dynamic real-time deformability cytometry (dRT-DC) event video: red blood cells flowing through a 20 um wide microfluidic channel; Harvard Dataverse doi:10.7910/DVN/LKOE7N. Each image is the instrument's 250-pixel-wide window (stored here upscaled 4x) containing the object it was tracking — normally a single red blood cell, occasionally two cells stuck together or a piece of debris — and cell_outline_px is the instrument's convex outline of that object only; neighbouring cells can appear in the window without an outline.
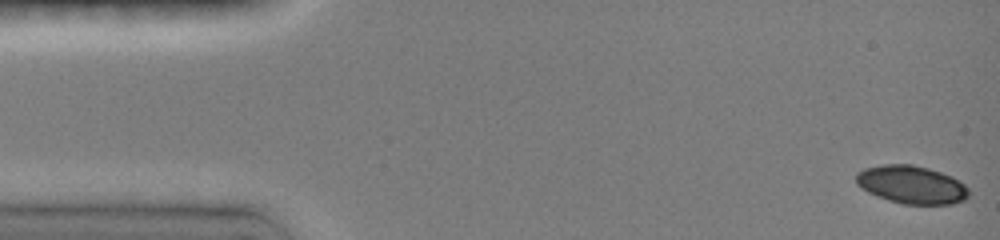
{"species": "common noctule bat (a hibernating species)", "species_latin": "Nyctalus noctula", "temperature_condition": "room temperature", "stored_images_in_passage": 15, "camera_frame_rate_fps": 3000, "um_per_image_px": 0.085, "animal": {"sex": "female", "body_mass_g": 19.0, "forearm_length_mm": 51.5}, "frame": {"image": 1, "passage_image": 1, "time_ms": 0.0, "image_size_px": [1000, 240], "cell_outline_px": [[968, 196], [964, 200], [952, 204], [904, 204], [888, 200], [876, 196], [860, 188], [856, 184], [856, 172], [864, 168], [880, 164], [912, 164], [928, 168], [952, 176], [964, 184], [968, 188]], "centroid_in_image_um": [77.45, 15.69], "position_along_channel_um": 7.6, "area_um2": 25.14}}
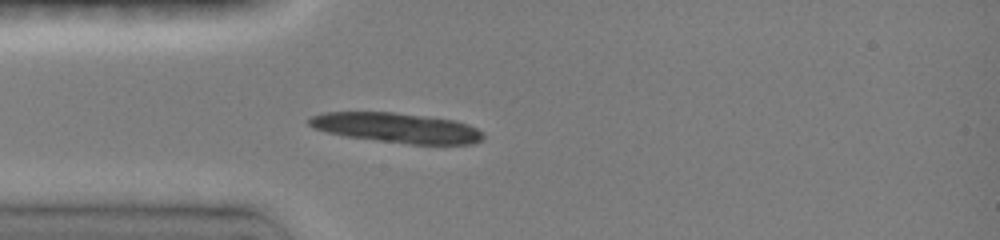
{"frame": {"image": 2, "passage_image": 10, "time_ms": 4.0, "image_size_px": [1000, 240], "cell_outline_px": [[484, 136], [480, 140], [472, 144], [408, 144], [344, 136], [312, 128], [308, 124], [308, 120], [312, 116], [324, 112], [392, 112], [424, 116], [452, 120], [468, 124], [484, 132]], "centroid_in_image_um": [33.7, 10.87], "position_along_channel_um": 51.3, "area_um2": 30.23}}